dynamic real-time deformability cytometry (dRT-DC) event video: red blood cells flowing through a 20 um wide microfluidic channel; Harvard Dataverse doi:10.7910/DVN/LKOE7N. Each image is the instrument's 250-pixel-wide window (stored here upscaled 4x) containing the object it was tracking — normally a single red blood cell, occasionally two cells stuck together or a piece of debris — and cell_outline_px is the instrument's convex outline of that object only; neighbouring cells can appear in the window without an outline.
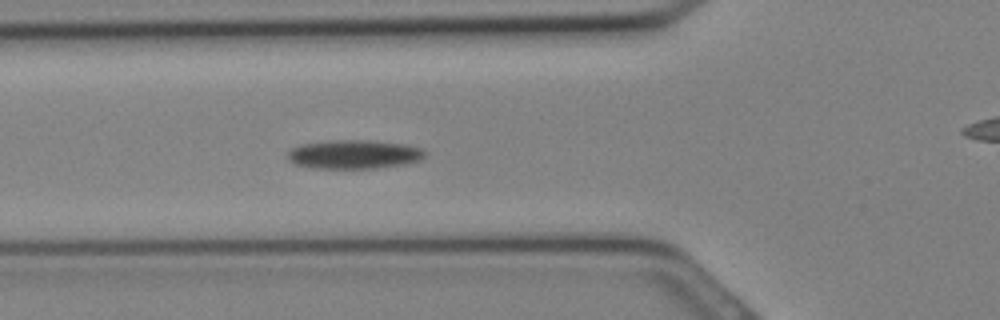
{"species": "Egyptian fruit bat (a non-hibernating species)", "species_latin": "Rousettus aegyptiacus", "temperature_condition": "cold", "stored_images_in_passage": 16, "camera_frame_rate_fps": 3000, "um_per_image_px": 0.085, "animal": {"sex": "female"}, "frame": {"image": 1, "passage_image": 10, "time_ms": 3.0, "image_size_px": [1000, 320], "cell_outline_px": [[424, 156], [420, 160], [400, 164], [372, 168], [312, 168], [296, 164], [288, 160], [288, 152], [292, 148], [300, 144], [328, 140], [376, 140], [408, 144], [420, 148], [424, 152]], "centroid_in_image_um": [30.05, 13.1], "position_along_channel_um": 95.7, "area_um2": 23.06}}
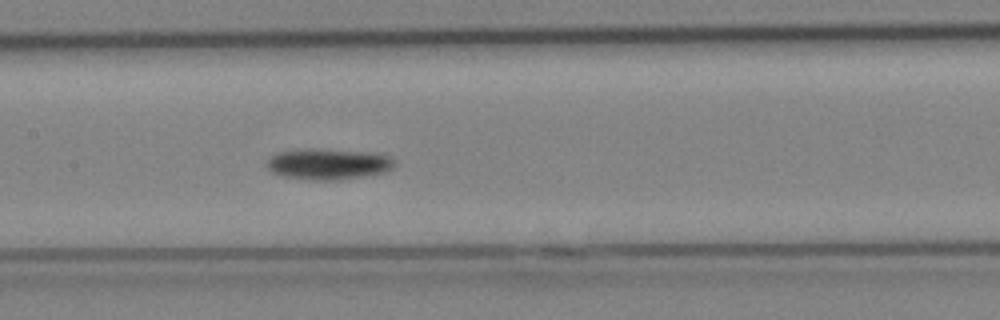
{"frame": {"image": 2, "passage_image": 14, "time_ms": 4.333, "image_size_px": [1000, 320], "cell_outline_px": [[396, 164], [392, 168], [384, 172], [364, 176], [340, 180], [308, 180], [280, 176], [272, 172], [268, 168], [268, 160], [272, 156], [280, 152], [312, 148], [372, 152], [392, 156], [396, 160]], "centroid_in_image_um": [27.96, 13.95], "position_along_channel_um": 179.4, "area_um2": 23.24}}
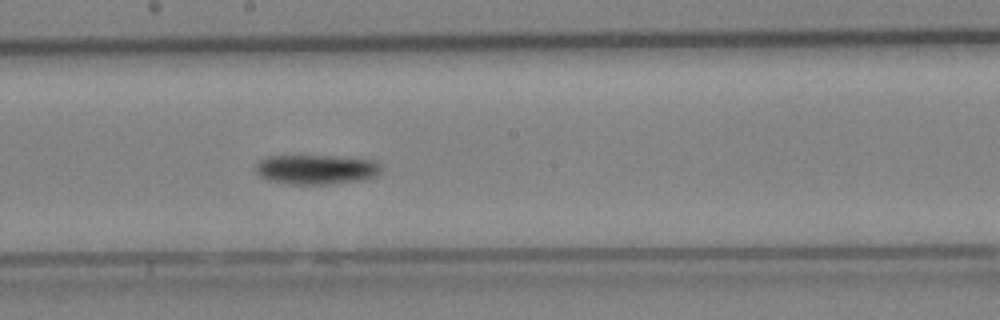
{"frame": {"image": 3, "passage_image": 16, "time_ms": 5.0, "image_size_px": [1000, 320], "cell_outline_px": [[380, 176], [364, 180], [328, 184], [288, 184], [268, 180], [260, 176], [256, 172], [256, 164], [260, 160], [268, 156], [340, 156], [376, 160], [380, 164]], "centroid_in_image_um": [26.94, 14.4], "position_along_channel_um": 221.3, "area_um2": 21.96}}